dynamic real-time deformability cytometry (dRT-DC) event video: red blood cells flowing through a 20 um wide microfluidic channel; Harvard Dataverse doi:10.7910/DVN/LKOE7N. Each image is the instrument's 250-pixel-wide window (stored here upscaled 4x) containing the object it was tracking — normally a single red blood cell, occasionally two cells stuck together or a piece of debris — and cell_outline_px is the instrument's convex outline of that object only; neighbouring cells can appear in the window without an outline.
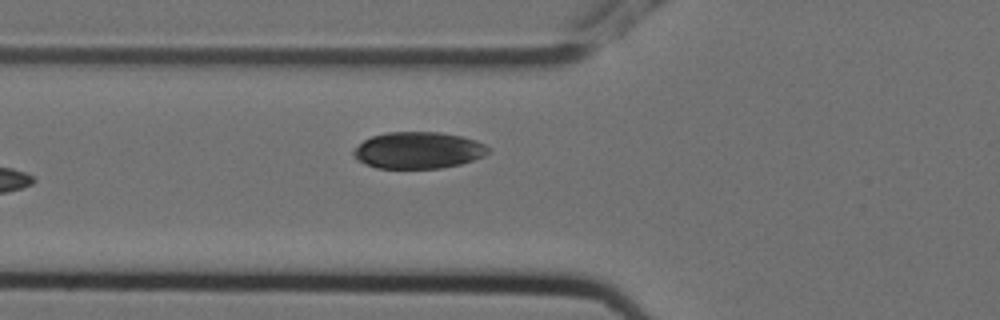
{"species": "Egyptian fruit bat (a non-hibernating species)", "species_latin": "Rousettus aegyptiacus", "temperature_condition": "cold", "stored_images_in_passage": 3, "camera_frame_rate_fps": 3000, "um_per_image_px": 0.085, "animal": {"sex": "female"}, "frame": {"image": 1, "passage_image": 3, "time_ms": 0.667, "image_size_px": [1000, 320], "cell_outline_px": [[492, 152], [484, 156], [460, 164], [440, 168], [376, 168], [364, 164], [356, 160], [352, 156], [352, 152], [364, 140], [372, 136], [388, 132], [440, 132], [460, 136], [476, 140], [492, 148]], "centroid_in_image_um": [35.56, 12.78], "position_along_channel_um": 90.2, "area_um2": 28.96}}